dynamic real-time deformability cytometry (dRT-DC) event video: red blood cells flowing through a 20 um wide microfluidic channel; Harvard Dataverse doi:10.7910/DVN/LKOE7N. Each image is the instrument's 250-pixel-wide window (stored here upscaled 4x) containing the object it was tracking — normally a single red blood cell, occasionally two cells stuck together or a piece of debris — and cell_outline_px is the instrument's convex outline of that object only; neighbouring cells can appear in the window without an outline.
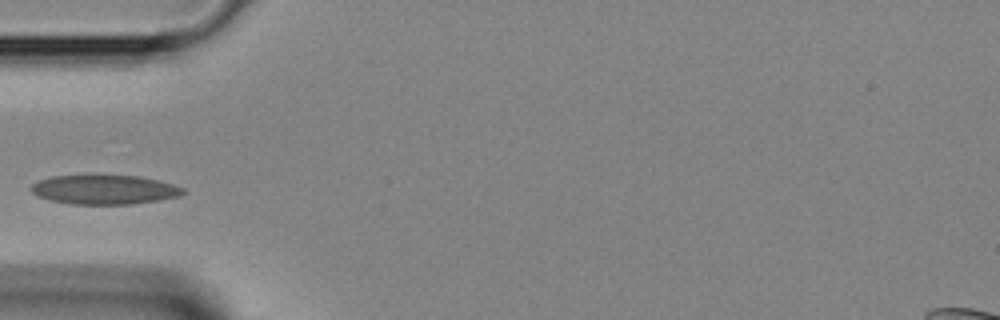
{"species": "Egyptian fruit bat (a non-hibernating species)", "species_latin": "Rousettus aegyptiacus", "temperature_condition": "room temperature", "stored_images_in_passage": 1, "camera_frame_rate_fps": 3000, "um_per_image_px": 0.085, "animal": {"sex": "female"}, "frame": {"image": 1, "passage_image": 1, "time_ms": 0.0, "image_size_px": [1000, 320], "cell_outline_px": [[184, 192], [180, 196], [160, 200], [132, 204], [72, 204], [48, 200], [36, 196], [28, 188], [32, 184], [40, 180], [52, 176], [88, 172], [100, 172], [140, 176], [172, 184], [184, 188]], "centroid_in_image_um": [8.8, 16.06], "position_along_channel_um": 76.2, "area_um2": 27.28}}